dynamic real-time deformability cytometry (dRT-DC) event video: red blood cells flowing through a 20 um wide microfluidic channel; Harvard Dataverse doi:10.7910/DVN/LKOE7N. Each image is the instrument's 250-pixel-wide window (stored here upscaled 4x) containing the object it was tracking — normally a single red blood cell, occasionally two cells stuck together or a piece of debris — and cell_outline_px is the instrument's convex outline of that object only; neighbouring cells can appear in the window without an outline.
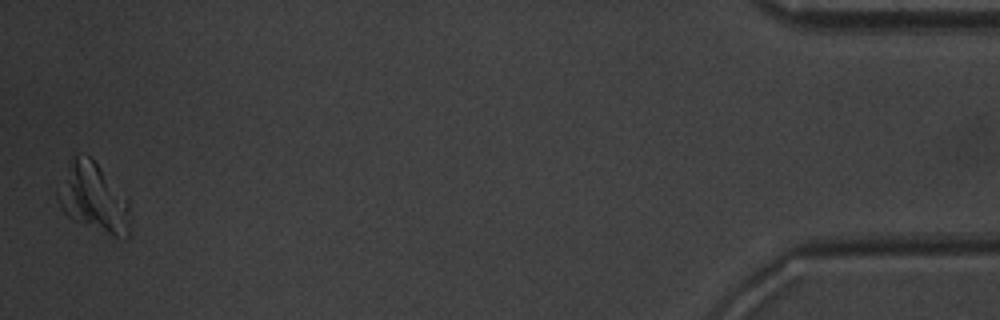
{"species": "common noctule bat (a hibernating species)", "species_latin": "Nyctalus noctula", "temperature_condition": "warm", "stored_images_in_passage": 50, "camera_frame_rate_fps": 3000, "um_per_image_px": 0.085, "animal": {"sex": "male", "body_mass_g": 20.1, "forearm_length_mm": 53.5}, "frame": {"image": 1, "passage_image": 50, "time_ms": 16.333, "image_size_px": [1000, 320], "cell_outline_px": [[132, 232], [124, 240], [120, 240], [72, 220], [60, 208], [56, 196], [56, 192], [68, 160], [76, 156], [88, 156], [100, 168], [128, 200]], "centroid_in_image_um": [7.95, 16.9], "position_along_channel_um": 427.3, "area_um2": 29.3}}